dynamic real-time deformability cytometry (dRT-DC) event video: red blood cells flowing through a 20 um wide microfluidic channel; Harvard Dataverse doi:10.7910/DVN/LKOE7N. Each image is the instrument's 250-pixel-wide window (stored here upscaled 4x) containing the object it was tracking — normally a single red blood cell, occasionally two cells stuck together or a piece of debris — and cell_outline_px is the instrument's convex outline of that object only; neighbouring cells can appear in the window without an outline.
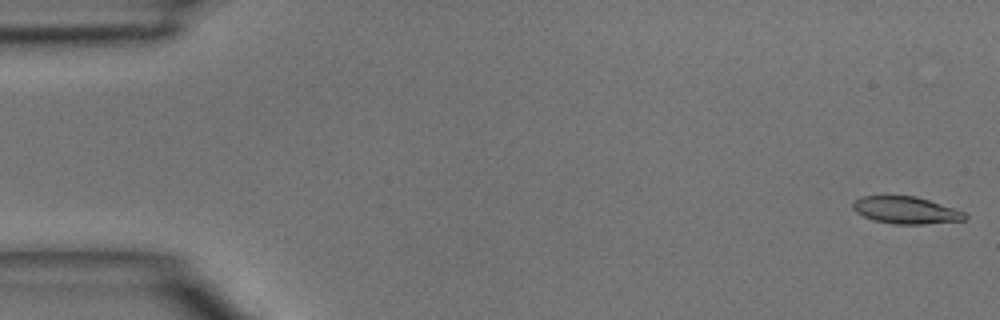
{"species": "common noctule bat (a hibernating species)", "species_latin": "Nyctalus noctula", "temperature_condition": "room temperature", "stored_images_in_passage": 45, "camera_frame_rate_fps": 3000, "um_per_image_px": 0.085, "animal": {"sex": "male", "body_mass_g": 15.6}, "frame": {"image": 1, "passage_image": 1, "time_ms": 0.0, "image_size_px": [1000, 320], "cell_outline_px": [[968, 216], [964, 220], [924, 224], [892, 224], [876, 220], [864, 216], [856, 212], [852, 208], [852, 200], [860, 196], [916, 196], [964, 212]], "centroid_in_image_um": [76.95, 17.86], "position_along_channel_um": 8.0, "area_um2": 17.57}}
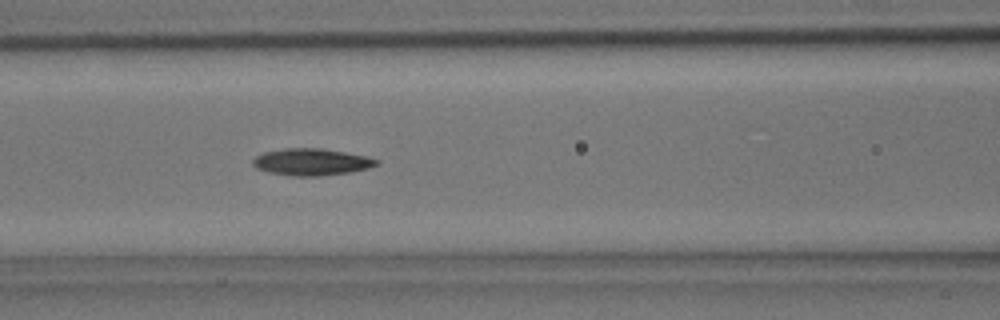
{"frame": {"image": 2, "passage_image": 19, "time_ms": 6.0, "image_size_px": [1000, 320], "cell_outline_px": [[380, 164], [368, 168], [352, 172], [316, 176], [292, 176], [268, 172], [256, 168], [252, 164], [252, 160], [256, 156], [264, 152], [284, 148], [324, 148], [364, 156], [380, 160]], "centroid_in_image_um": [26.47, 13.77], "position_along_channel_um": 140.1, "area_um2": 19.42}}
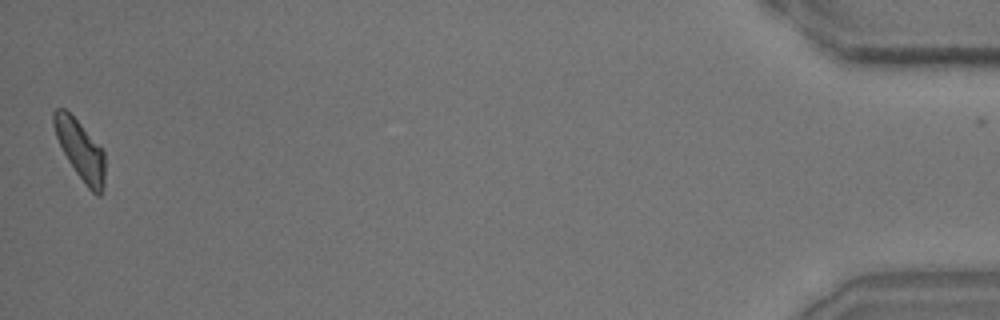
{"frame": {"image": 3, "passage_image": 45, "time_ms": 14.667, "image_size_px": [1000, 320], "cell_outline_px": [[104, 184], [100, 196], [96, 196], [84, 184], [68, 160], [56, 136], [52, 124], [52, 112], [56, 108], [64, 108], [80, 124], [104, 152]], "centroid_in_image_um": [6.81, 12.76], "position_along_channel_um": 428.4, "area_um2": 17.34}}